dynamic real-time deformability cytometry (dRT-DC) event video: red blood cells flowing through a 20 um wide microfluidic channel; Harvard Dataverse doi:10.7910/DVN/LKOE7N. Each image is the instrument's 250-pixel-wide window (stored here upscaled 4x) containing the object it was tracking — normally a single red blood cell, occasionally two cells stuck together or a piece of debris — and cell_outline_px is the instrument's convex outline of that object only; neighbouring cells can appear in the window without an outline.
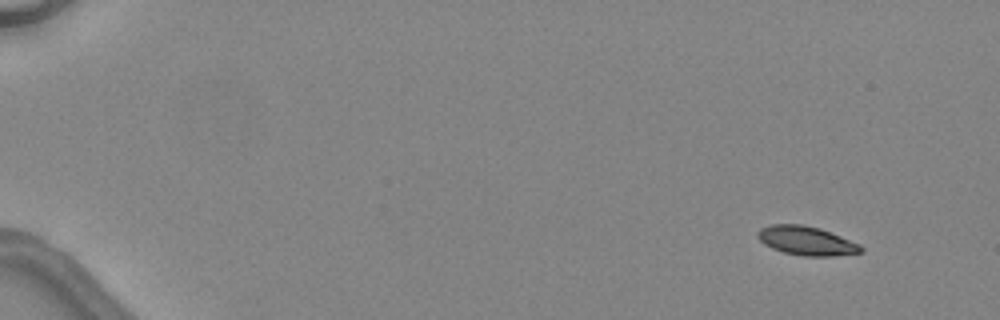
{"species": "common noctule bat (a hibernating species)", "species_latin": "Nyctalus noctula", "temperature_condition": "warm", "stored_images_in_passage": 5, "camera_frame_rate_fps": 3000, "um_per_image_px": 0.085, "animal": {"sex": "female", "body_mass_g": 24.6, "forearm_length_mm": 56.2}, "frame": {"image": 1, "passage_image": 1, "time_ms": 0.0, "image_size_px": [1000, 320], "cell_outline_px": [[864, 252], [832, 256], [804, 256], [784, 252], [772, 248], [764, 244], [756, 236], [756, 232], [760, 228], [772, 224], [800, 224], [820, 228], [860, 244], [864, 248]], "centroid_in_image_um": [68.54, 20.46], "position_along_channel_um": 16.5, "area_um2": 17.46}}